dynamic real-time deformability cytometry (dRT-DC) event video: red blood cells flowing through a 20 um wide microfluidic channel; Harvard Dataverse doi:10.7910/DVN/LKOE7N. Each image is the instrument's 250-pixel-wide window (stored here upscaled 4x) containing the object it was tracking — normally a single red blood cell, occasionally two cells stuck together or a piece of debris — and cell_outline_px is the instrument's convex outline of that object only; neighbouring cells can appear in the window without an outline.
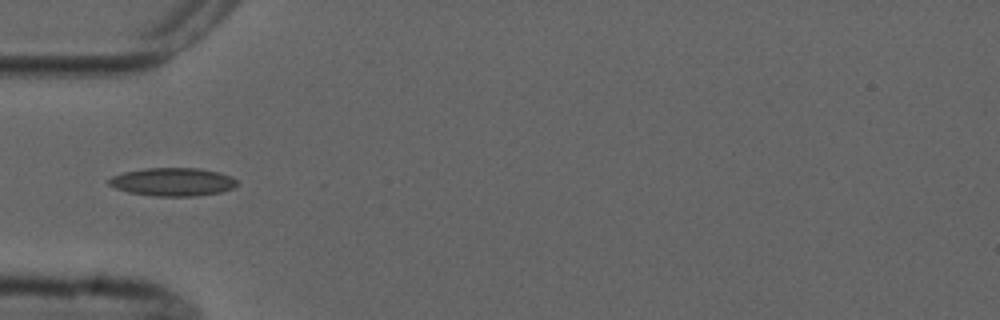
{"species": "common noctule bat (a hibernating species)", "species_latin": "Nyctalus noctula", "temperature_condition": "cold", "stored_images_in_passage": 8, "camera_frame_rate_fps": 3000, "um_per_image_px": 0.085, "animal": {"sex": "male", "forearm_length_mm": 52.5}, "frame": {"image": 1, "passage_image": 5, "time_ms": 4.667, "image_size_px": [1000, 320], "cell_outline_px": [[236, 184], [232, 188], [220, 192], [196, 196], [156, 196], [128, 192], [116, 188], [108, 184], [108, 180], [112, 176], [124, 172], [144, 168], [200, 168], [220, 172], [232, 176], [236, 180]], "centroid_in_image_um": [14.68, 15.45], "position_along_channel_um": 70.3, "area_um2": 21.04}}
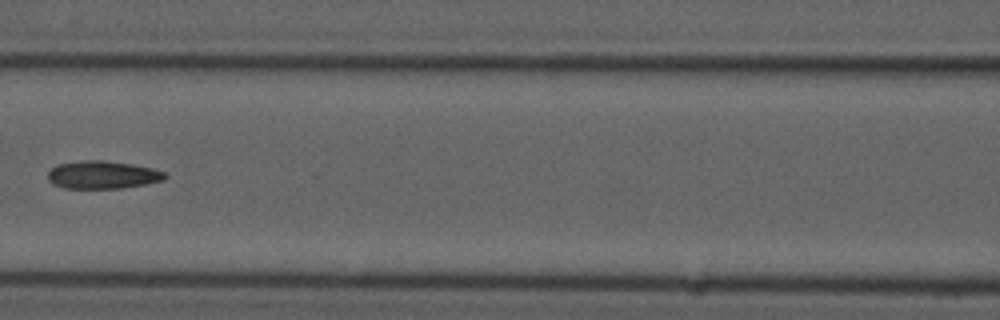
{"frame": {"image": 2, "passage_image": 7, "time_ms": 7.0, "image_size_px": [1000, 320], "cell_outline_px": [[168, 176], [164, 180], [144, 184], [120, 188], [64, 188], [52, 184], [48, 180], [48, 168], [56, 164], [84, 160], [104, 160], [132, 164], [152, 168], [164, 172]], "centroid_in_image_um": [8.67, 14.85], "position_along_channel_um": 157.9, "area_um2": 19.13}}
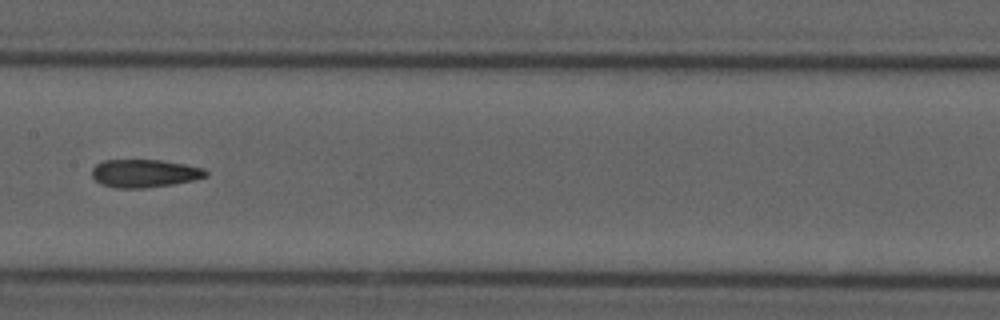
{"frame": {"image": 3, "passage_image": 8, "time_ms": 8.0, "image_size_px": [1000, 320], "cell_outline_px": [[208, 176], [192, 180], [172, 184], [144, 188], [116, 188], [100, 184], [92, 176], [92, 168], [96, 164], [104, 160], [160, 160], [184, 164], [204, 168], [208, 172]], "centroid_in_image_um": [12.27, 14.73], "position_along_channel_um": 195.1, "area_um2": 18.55}}